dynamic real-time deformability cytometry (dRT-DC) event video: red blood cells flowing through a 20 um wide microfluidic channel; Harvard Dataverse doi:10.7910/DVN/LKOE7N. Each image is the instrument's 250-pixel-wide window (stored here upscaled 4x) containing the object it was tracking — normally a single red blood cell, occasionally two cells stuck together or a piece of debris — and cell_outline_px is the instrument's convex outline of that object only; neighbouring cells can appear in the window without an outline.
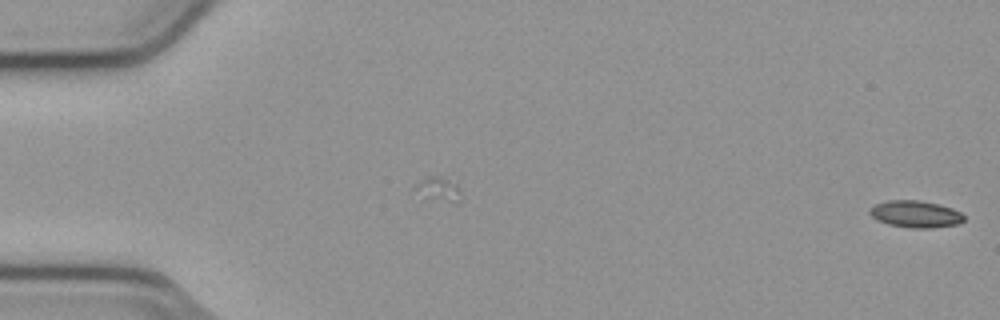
{"species": "common noctule bat (a hibernating species)", "species_latin": "Nyctalus noctula", "temperature_condition": "cold", "stored_images_in_passage": 18, "segment_of_instrument_passage": [2, 2], "camera_frame_rate_fps": 3000, "um_per_image_px": 0.085, "animal": {"sex": "male", "body_mass_g": 23.1, "forearm_length_mm": 52.7}, "frame": {"image": 1, "passage_image": 18, "time_ms": 5.667, "image_size_px": [1000, 320], "cell_outline_px": [[964, 220], [960, 224], [932, 228], [912, 228], [888, 224], [876, 220], [868, 212], [872, 204], [888, 200], [920, 200], [940, 204], [952, 208], [960, 212], [964, 216]], "centroid_in_image_um": [77.81, 18.19], "position_along_channel_um": 7.2, "area_um2": 15.03}}